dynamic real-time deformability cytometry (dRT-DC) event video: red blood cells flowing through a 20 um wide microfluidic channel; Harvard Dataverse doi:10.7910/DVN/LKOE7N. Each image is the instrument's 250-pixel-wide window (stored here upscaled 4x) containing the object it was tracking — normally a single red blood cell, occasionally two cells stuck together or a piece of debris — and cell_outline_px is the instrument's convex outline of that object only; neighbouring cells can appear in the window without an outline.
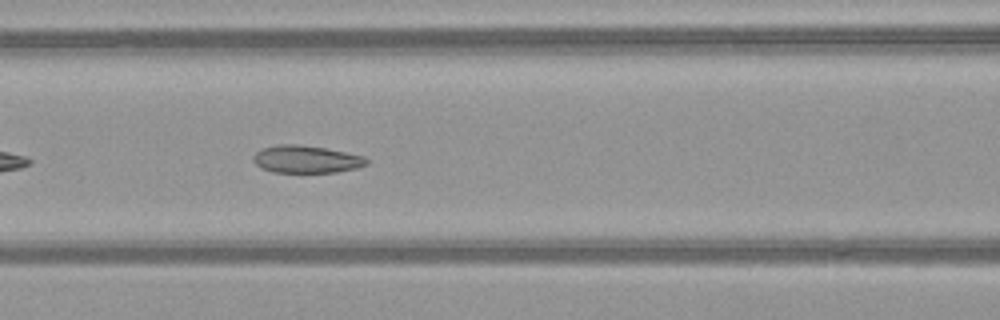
{"species": "common noctule bat (a hibernating species)", "species_latin": "Nyctalus noctula", "temperature_condition": "warm", "stored_images_in_passage": 36, "camera_frame_rate_fps": 3000, "um_per_image_px": 0.085, "animal": {"sex": "female", "body_mass_g": 21.9}, "frame": {"image": 1, "passage_image": 8, "time_ms": 2.333, "image_size_px": [1000, 320], "cell_outline_px": [[368, 164], [356, 168], [336, 172], [272, 172], [260, 168], [252, 160], [252, 156], [256, 152], [264, 148], [276, 144], [296, 144], [324, 148], [364, 156], [368, 160]], "centroid_in_image_um": [26.0, 13.54], "position_along_channel_um": 140.6, "area_um2": 18.09}}
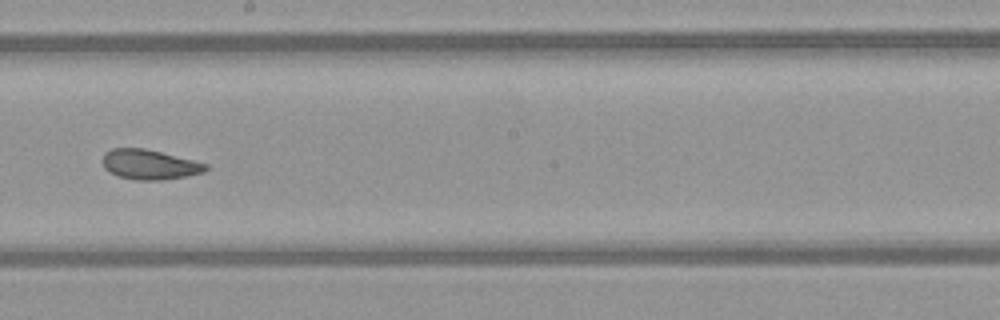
{"frame": {"image": 2, "passage_image": 15, "time_ms": 4.667, "image_size_px": [1000, 320], "cell_outline_px": [[208, 168], [204, 172], [184, 176], [160, 180], [136, 180], [116, 176], [104, 168], [100, 160], [104, 152], [112, 148], [144, 148], [208, 164]], "centroid_in_image_um": [12.63, 13.98], "position_along_channel_um": 235.6, "area_um2": 17.98}}
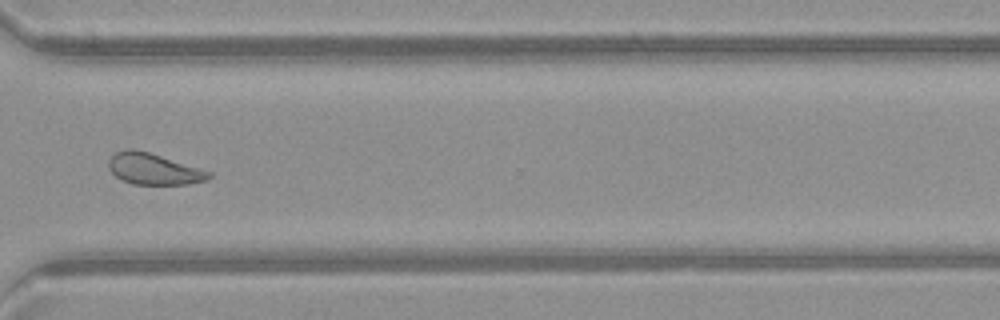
{"frame": {"image": 3, "passage_image": 24, "time_ms": 7.667, "image_size_px": [1000, 320], "cell_outline_px": [[212, 176], [208, 180], [188, 184], [132, 184], [120, 180], [108, 168], [108, 160], [116, 152], [128, 148], [132, 148], [148, 152], [212, 172]], "centroid_in_image_um": [13.05, 14.37], "position_along_channel_um": 357.6, "area_um2": 18.21}, "authors_computed_cell_mechanics": {"area_um2": 18.9295, "velocity_mm_per_s": 4.069, "shape_relaxation_time_tau1_ms": null, "shape_relaxation_time_tau2_ms": 2.8542, "deformation_change_tau1": null, "deformation_change_tau2": 0.0791}}